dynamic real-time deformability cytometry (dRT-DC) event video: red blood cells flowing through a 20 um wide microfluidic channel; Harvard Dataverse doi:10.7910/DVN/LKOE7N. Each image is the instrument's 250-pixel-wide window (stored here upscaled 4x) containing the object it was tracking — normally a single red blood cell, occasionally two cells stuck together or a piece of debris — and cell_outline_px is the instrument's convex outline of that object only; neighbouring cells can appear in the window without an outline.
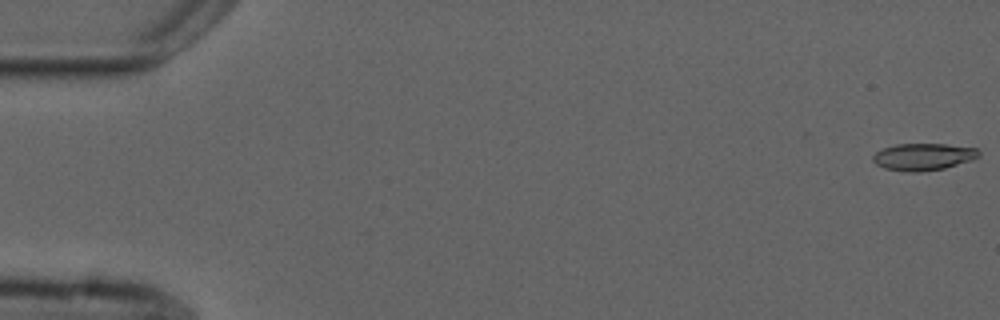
{"species": "common noctule bat (a hibernating species)", "species_latin": "Nyctalus noctula", "temperature_condition": "cold", "stored_images_in_passage": 55, "camera_frame_rate_fps": 3000, "um_per_image_px": 0.085, "animal": {"sex": "male", "forearm_length_mm": 52.5}, "frame": {"image": 1, "passage_image": 1, "time_ms": 0.0, "image_size_px": [1000, 320], "cell_outline_px": [[980, 156], [972, 160], [944, 168], [920, 172], [904, 172], [884, 168], [876, 164], [872, 160], [872, 156], [876, 152], [884, 148], [896, 144], [944, 144], [976, 148], [980, 152]], "centroid_in_image_um": [78.47, 13.33], "position_along_channel_um": 6.5, "area_um2": 16.7}}
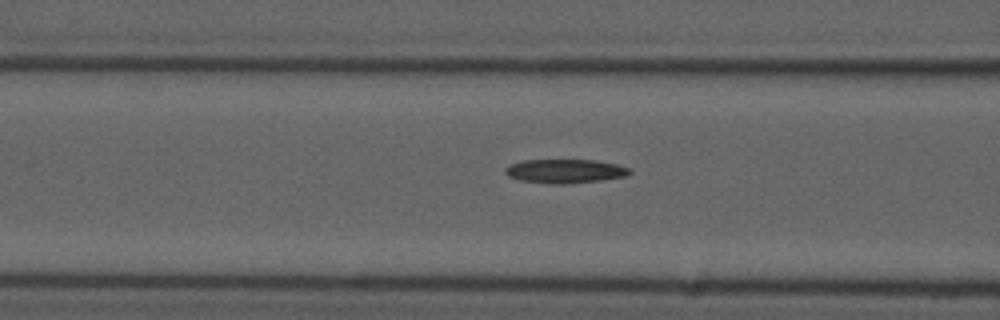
{"frame": {"image": 2, "passage_image": 22, "time_ms": 7.0, "image_size_px": [1000, 320], "cell_outline_px": [[632, 172], [628, 176], [600, 180], [564, 184], [552, 184], [520, 180], [508, 176], [504, 172], [504, 168], [512, 164], [524, 160], [596, 160], [616, 164], [632, 168]], "centroid_in_image_um": [48.07, 14.54], "position_along_channel_um": 118.5, "area_um2": 17.4}}
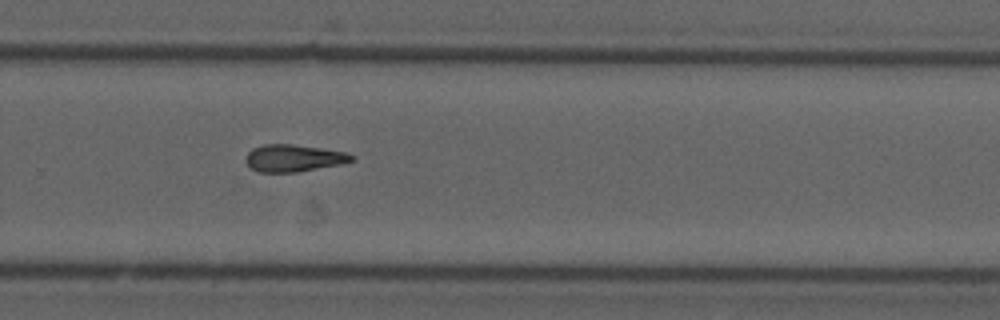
{"frame": {"image": 3, "passage_image": 37, "time_ms": 12.0, "image_size_px": [1000, 320], "cell_outline_px": [[356, 160], [340, 164], [296, 172], [260, 172], [252, 168], [244, 160], [248, 152], [252, 148], [264, 144], [292, 144], [348, 152], [356, 156]], "centroid_in_image_um": [24.99, 13.43], "position_along_channel_um": 304.8, "area_um2": 16.76}}